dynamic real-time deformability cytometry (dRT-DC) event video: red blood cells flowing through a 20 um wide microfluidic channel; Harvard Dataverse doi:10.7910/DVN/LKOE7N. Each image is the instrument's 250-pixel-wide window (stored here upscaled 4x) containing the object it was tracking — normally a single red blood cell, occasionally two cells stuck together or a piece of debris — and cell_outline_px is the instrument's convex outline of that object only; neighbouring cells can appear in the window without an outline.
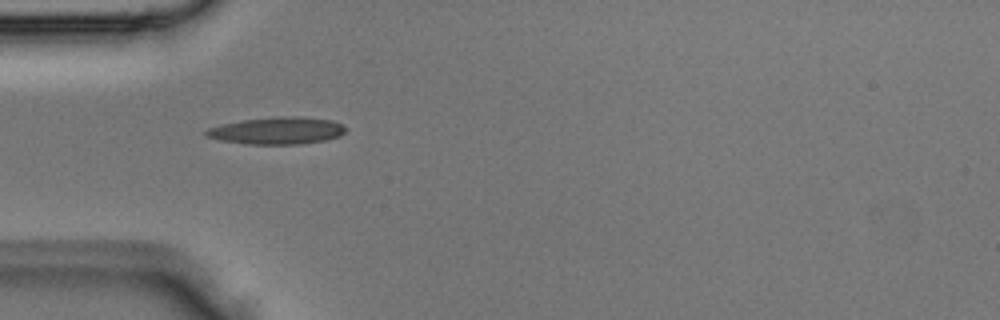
{"species": "Egyptian fruit bat (a non-hibernating species)", "species_latin": "Rousettus aegyptiacus", "temperature_condition": "room temperature", "stored_images_in_passage": 5, "camera_frame_rate_fps": 3000, "um_per_image_px": 0.085, "animal": {"sex": "male"}, "frame": {"image": 1, "passage_image": 4, "time_ms": 1.0, "image_size_px": [1000, 320], "cell_outline_px": [[348, 128], [340, 136], [324, 140], [300, 144], [244, 144], [220, 140], [204, 136], [204, 132], [208, 128], [224, 124], [244, 120], [276, 116], [292, 116], [332, 120]], "centroid_in_image_um": [23.54, 11.11], "position_along_channel_um": 61.5, "area_um2": 21.96}}
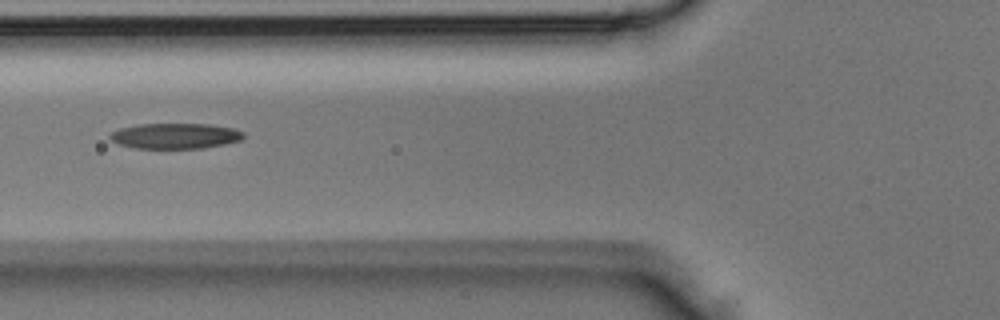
{"frame": {"image": 2, "passage_image": 5, "time_ms": 1.333, "image_size_px": [1000, 320], "cell_outline_px": [[244, 136], [240, 140], [224, 144], [204, 148], [136, 148], [120, 144], [112, 140], [108, 136], [112, 132], [120, 128], [140, 124], [208, 124], [236, 128], [244, 132]], "centroid_in_image_um": [14.93, 11.55], "position_along_channel_um": 110.9, "area_um2": 19.77}}